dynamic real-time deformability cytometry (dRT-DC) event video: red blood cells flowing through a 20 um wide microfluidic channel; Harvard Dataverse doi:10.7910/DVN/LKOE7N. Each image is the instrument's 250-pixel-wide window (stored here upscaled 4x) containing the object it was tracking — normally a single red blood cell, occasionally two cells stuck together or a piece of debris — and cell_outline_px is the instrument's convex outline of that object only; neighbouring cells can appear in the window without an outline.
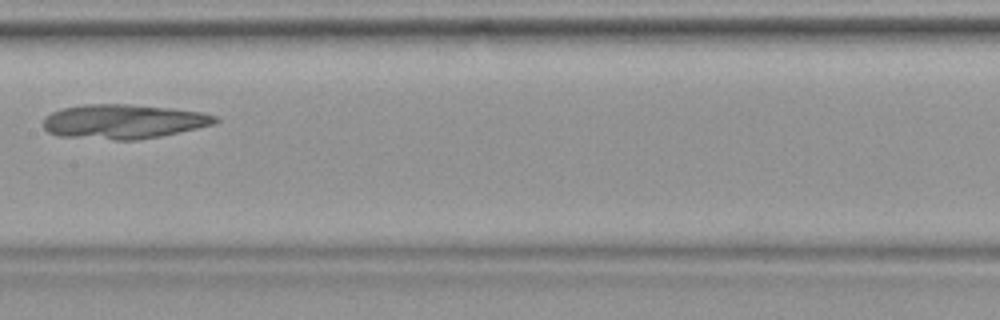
{"species": "common noctule bat (a hibernating species)", "species_latin": "Nyctalus noctula", "temperature_condition": "warm", "stored_images_in_passage": 35, "camera_frame_rate_fps": 3000, "um_per_image_px": 0.085, "animal": {"sex": "female", "body_mass_g": 19.9}, "frame": {"image": 1, "passage_image": 16, "time_ms": 5.0, "image_size_px": [1000, 320], "cell_outline_px": [[220, 120], [216, 124], [160, 136], [136, 140], [112, 140], [56, 136], [48, 132], [44, 128], [44, 120], [52, 112], [64, 108], [84, 104], [132, 104], [204, 112], [216, 116]], "centroid_in_image_um": [10.51, 10.33], "position_along_channel_um": 196.9, "area_um2": 34.56}}